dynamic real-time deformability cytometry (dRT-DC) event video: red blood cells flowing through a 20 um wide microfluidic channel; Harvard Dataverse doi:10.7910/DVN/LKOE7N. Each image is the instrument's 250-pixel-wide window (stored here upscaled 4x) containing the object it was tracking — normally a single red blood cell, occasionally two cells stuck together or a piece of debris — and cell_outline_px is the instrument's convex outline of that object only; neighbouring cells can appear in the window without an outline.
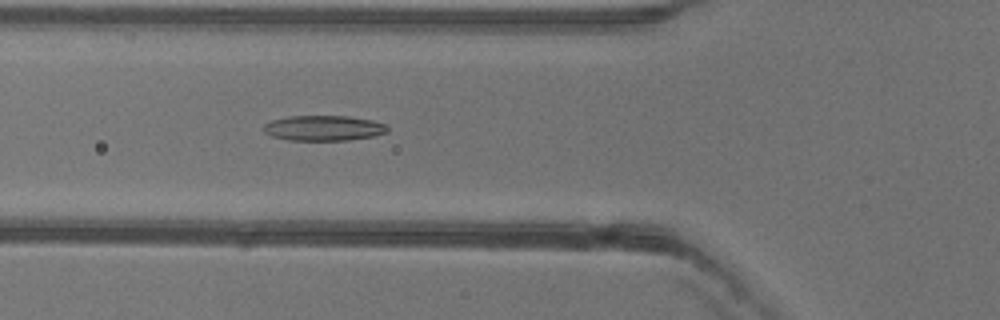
{"species": "common noctule bat (a hibernating species)", "species_latin": "Nyctalus noctula", "temperature_condition": "warm", "stored_images_in_passage": 52, "camera_frame_rate_fps": 3000, "um_per_image_px": 0.085, "animal": {"sex": "female"}, "frame": {"image": 1, "passage_image": 19, "time_ms": 6.0, "image_size_px": [1000, 320], "cell_outline_px": [[388, 132], [372, 136], [348, 140], [288, 140], [272, 136], [264, 132], [264, 124], [272, 120], [288, 116], [348, 116], [372, 120], [388, 124]], "centroid_in_image_um": [27.53, 10.88], "position_along_channel_um": 98.3, "area_um2": 18.26}}
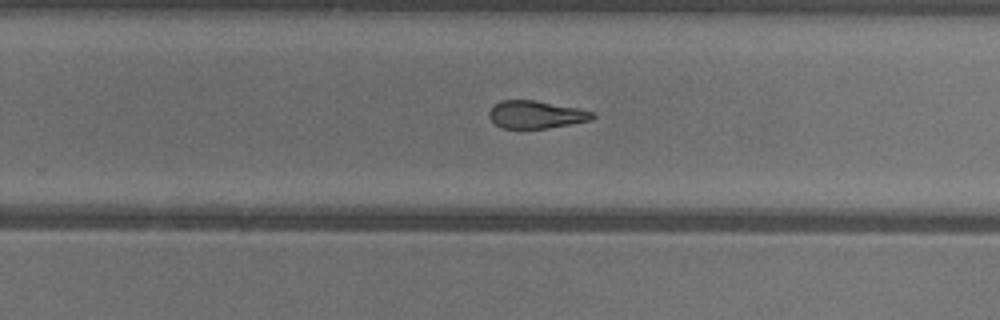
{"frame": {"image": 2, "passage_image": 33, "time_ms": 10.667, "image_size_px": [1000, 320], "cell_outline_px": [[596, 116], [592, 120], [548, 128], [504, 128], [496, 124], [488, 116], [488, 112], [500, 100], [532, 100], [580, 108], [592, 112]], "centroid_in_image_um": [45.58, 9.73], "position_along_channel_um": 284.2, "area_um2": 16.53}}
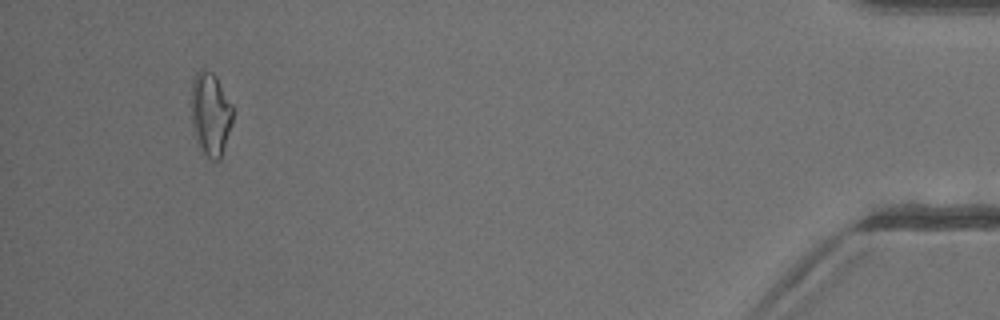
{"frame": {"image": 3, "passage_image": 49, "time_ms": 16.0, "image_size_px": [1000, 320], "cell_outline_px": [[232, 124], [220, 160], [212, 160], [204, 152], [196, 140], [192, 128], [192, 80], [196, 72], [200, 68], [204, 68], [212, 72], [216, 76], [232, 104]], "centroid_in_image_um": [17.89, 9.65], "position_along_channel_um": 417.3, "area_um2": 20.11}, "authors_computed_cell_mechanics": {"area_um2": 18.3804, "velocity_mm_per_s": 3.9833, "shape_relaxation_time_tau1_ms": null, "shape_relaxation_time_tau2_ms": 5.133, "deformation_change_tau1": null, "deformation_change_tau2": 0.1631}}